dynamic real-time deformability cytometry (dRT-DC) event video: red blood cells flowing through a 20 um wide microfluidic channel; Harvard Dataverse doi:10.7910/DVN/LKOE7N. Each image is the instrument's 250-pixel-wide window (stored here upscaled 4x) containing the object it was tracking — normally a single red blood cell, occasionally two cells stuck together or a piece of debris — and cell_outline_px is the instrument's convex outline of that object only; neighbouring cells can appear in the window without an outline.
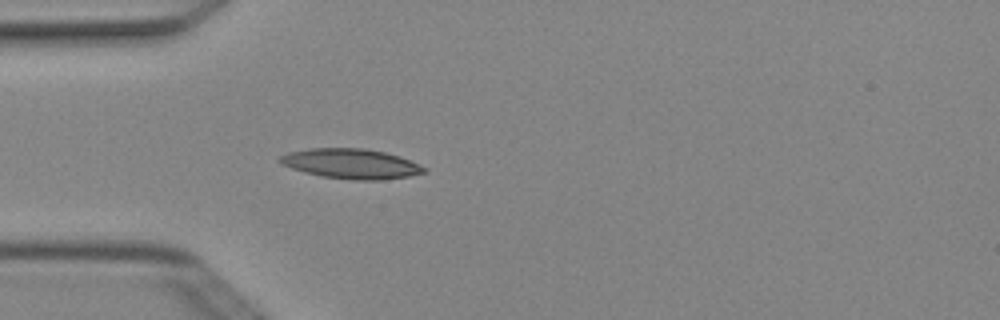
{"species": "Egyptian fruit bat (a non-hibernating species)", "species_latin": "Rousettus aegyptiacus", "temperature_condition": "cold", "stored_images_in_passage": 4, "camera_frame_rate_fps": 3000, "um_per_image_px": 0.085, "animal": {"sex": "female"}, "frame": {"image": 1, "passage_image": 4, "time_ms": 1.0, "image_size_px": [1000, 320], "cell_outline_px": [[428, 172], [408, 176], [384, 180], [356, 180], [320, 176], [304, 172], [280, 164], [276, 160], [280, 156], [288, 152], [312, 148], [364, 148], [384, 152], [400, 156], [420, 164], [428, 168]], "centroid_in_image_um": [29.86, 13.92], "position_along_channel_um": 55.1, "area_um2": 25.37}}